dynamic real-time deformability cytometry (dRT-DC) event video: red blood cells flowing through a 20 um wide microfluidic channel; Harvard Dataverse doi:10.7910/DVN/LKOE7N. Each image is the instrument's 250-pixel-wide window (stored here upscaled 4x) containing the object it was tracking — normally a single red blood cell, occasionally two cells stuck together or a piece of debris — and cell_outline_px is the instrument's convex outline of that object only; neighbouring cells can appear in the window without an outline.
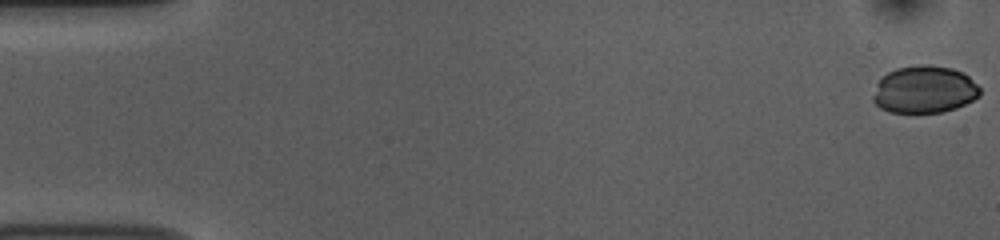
{"species": "common noctule bat (a hibernating species)", "species_latin": "Nyctalus noctula", "temperature_condition": "room temperature", "stored_images_in_passage": 54, "camera_frame_rate_fps": 3000, "um_per_image_px": 0.085, "animal": {"sex": "female", "body_mass_g": 10.0, "forearm_length_mm": 53.1}, "frame": {"image": 1, "passage_image": 1, "time_ms": 0.0, "image_size_px": [1000, 240], "cell_outline_px": [[980, 96], [956, 108], [944, 112], [888, 112], [880, 108], [872, 100], [872, 96], [876, 84], [888, 72], [896, 68], [920, 64], [928, 64], [952, 68], [964, 72], [980, 88]], "centroid_in_image_um": [78.56, 7.6], "position_along_channel_um": 6.4, "area_um2": 29.59}}
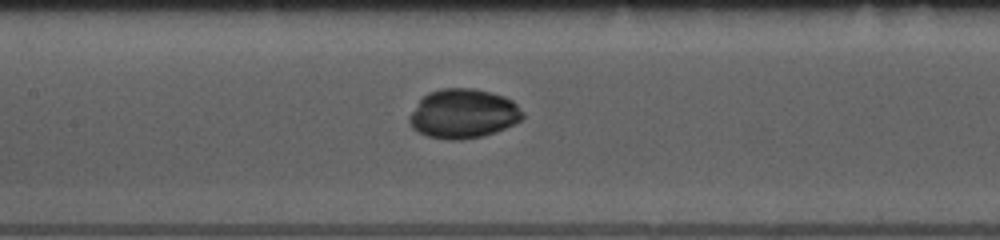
{"frame": {"image": 2, "passage_image": 25, "time_ms": 8.0, "image_size_px": [1000, 240], "cell_outline_px": [[524, 116], [520, 120], [496, 132], [480, 136], [460, 140], [448, 140], [428, 136], [412, 128], [408, 120], [408, 116], [420, 100], [428, 92], [440, 88], [472, 88], [492, 92], [504, 96], [512, 100], [524, 112]], "centroid_in_image_um": [39.37, 9.65], "position_along_channel_um": 168.0, "area_um2": 32.54}}
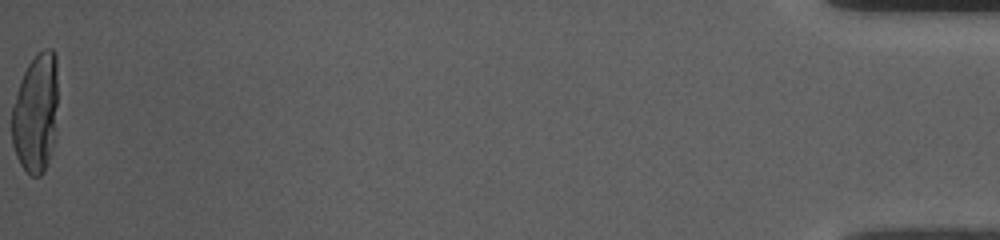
{"frame": {"image": 3, "passage_image": 54, "time_ms": 17.667, "image_size_px": [1000, 240], "cell_outline_px": [[56, 104], [52, 148], [44, 172], [40, 176], [32, 176], [20, 164], [16, 156], [12, 144], [12, 108], [20, 80], [28, 64], [44, 48], [52, 48], [56, 56]], "centroid_in_image_um": [3.01, 9.62], "position_along_channel_um": 432.2, "area_um2": 31.44}}